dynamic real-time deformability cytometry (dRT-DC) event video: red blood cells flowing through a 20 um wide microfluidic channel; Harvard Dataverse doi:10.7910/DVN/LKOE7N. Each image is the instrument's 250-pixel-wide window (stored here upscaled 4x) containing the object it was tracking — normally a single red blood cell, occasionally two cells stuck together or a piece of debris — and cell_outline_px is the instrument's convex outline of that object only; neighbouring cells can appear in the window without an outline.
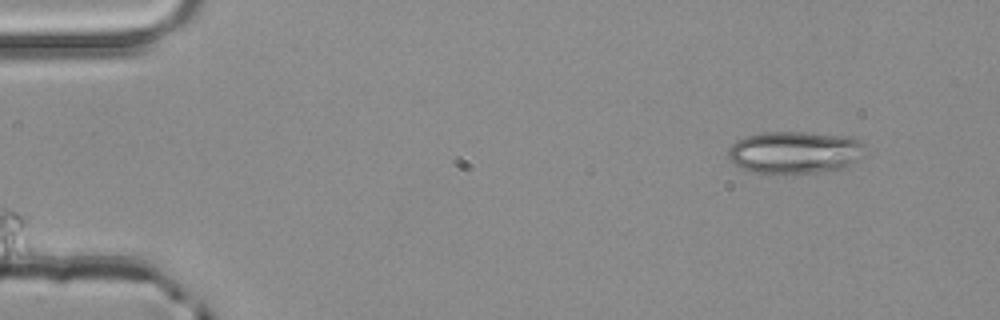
{"species": "common noctule bat (a hibernating species)", "species_latin": "Nyctalus noctula", "temperature_condition": "room temperature", "stored_images_in_passage": 3, "camera_frame_rate_fps": 3000, "um_per_image_px": 0.085, "animal": {"sex": "male", "body_mass_g": 20.4}, "frame": {"image": 1, "passage_image": 1, "time_ms": 0.0, "image_size_px": [1000, 320], "cell_outline_px": [[864, 144], [856, 160], [844, 168], [820, 172], [752, 172], [740, 168], [728, 156], [728, 148], [736, 140], [744, 136], [760, 132], [812, 132], [856, 136]], "centroid_in_image_um": [67.54, 12.91], "position_along_channel_um": 17.5, "area_um2": 33.7}}